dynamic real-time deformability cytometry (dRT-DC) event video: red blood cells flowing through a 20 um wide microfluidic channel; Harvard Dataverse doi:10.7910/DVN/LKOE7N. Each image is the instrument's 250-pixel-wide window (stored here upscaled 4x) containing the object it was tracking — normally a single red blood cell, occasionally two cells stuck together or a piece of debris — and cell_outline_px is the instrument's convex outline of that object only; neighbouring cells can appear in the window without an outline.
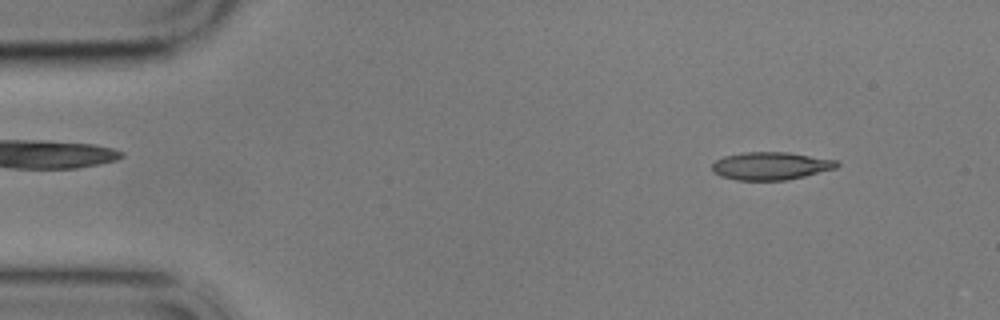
{"species": "common noctule bat (a hibernating species)", "species_latin": "Nyctalus noctula", "temperature_condition": "cold", "stored_images_in_passage": 5, "camera_frame_rate_fps": 3000, "um_per_image_px": 0.085, "animal": {"sex": "male", "body_mass_g": 17.9}, "frame": {"image": 1, "passage_image": 2, "time_ms": 1.333, "image_size_px": [1000, 320], "cell_outline_px": [[840, 164], [836, 168], [788, 180], [736, 180], [720, 176], [712, 172], [712, 164], [716, 160], [724, 156], [744, 152], [788, 152], [836, 160]], "centroid_in_image_um": [65.49, 14.1], "position_along_channel_um": 19.5, "area_um2": 20.23}}